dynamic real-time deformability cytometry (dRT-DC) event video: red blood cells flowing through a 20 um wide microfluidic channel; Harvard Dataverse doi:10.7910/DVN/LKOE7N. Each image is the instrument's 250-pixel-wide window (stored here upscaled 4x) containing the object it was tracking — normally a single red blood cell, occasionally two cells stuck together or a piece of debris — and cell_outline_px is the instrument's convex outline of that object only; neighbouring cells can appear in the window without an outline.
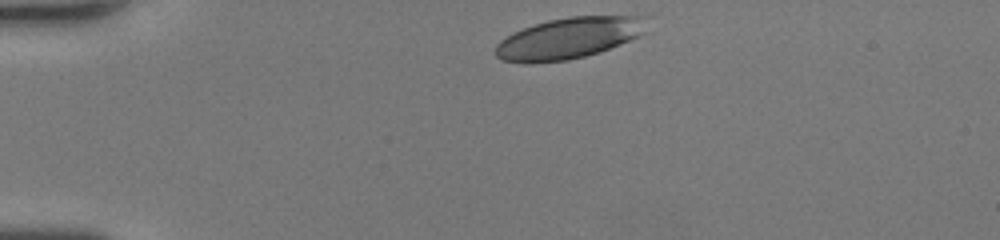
{"species": "human", "species_latin": "Homo sapiens", "temperature_condition": "room temperature", "stored_images_in_passage": 31, "camera_frame_rate_fps": 3000, "um_per_image_px": 0.085, "donor": {"sex": "female"}, "frame": {"image": 1, "passage_image": 1, "time_ms": 0.0, "image_size_px": [1000, 240], "cell_outline_px": [[648, 32], [640, 36], [600, 52], [568, 60], [528, 64], [524, 64], [500, 60], [496, 56], [496, 44], [500, 40], [512, 32], [548, 20], [572, 16], [648, 16]], "centroid_in_image_um": [48.38, 3.25], "position_along_channel_um": 36.6, "area_um2": 36.82}}
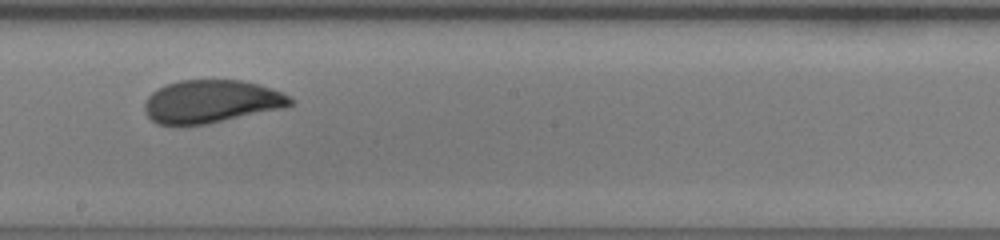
{"frame": {"image": 2, "passage_image": 18, "time_ms": 5.667, "image_size_px": [1000, 240], "cell_outline_px": [[296, 100], [292, 104], [284, 108], [208, 124], [156, 124], [144, 112], [144, 100], [152, 92], [164, 84], [180, 80], [244, 80], [260, 84], [272, 88]], "centroid_in_image_um": [17.96, 8.62], "position_along_channel_um": 230.2, "area_um2": 36.7}}
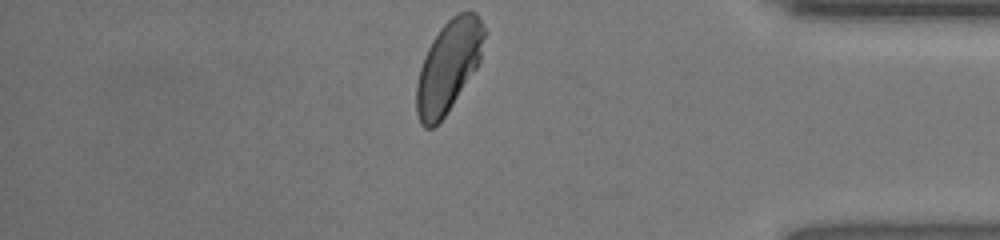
{"frame": {"image": 3, "passage_image": 31, "time_ms": 10.0, "image_size_px": [1000, 240], "cell_outline_px": [[484, 36], [480, 60], [476, 68], [444, 116], [432, 128], [424, 128], [420, 124], [416, 112], [416, 84], [420, 68], [424, 56], [432, 40], [440, 28], [452, 16], [460, 12], [476, 12], [484, 28]], "centroid_in_image_um": [38.09, 5.63], "position_along_channel_um": 397.1, "area_um2": 35.55}, "authors_computed_cell_mechanics": {"area_um2": 37.2232, "velocity_mm_per_s": 4.4128, "shape_relaxation_time_tau1_ms": 5.3359, "shape_relaxation_time_tau2_ms": null, "deformation_change_tau1": 0.1603, "deformation_change_tau2": null}}